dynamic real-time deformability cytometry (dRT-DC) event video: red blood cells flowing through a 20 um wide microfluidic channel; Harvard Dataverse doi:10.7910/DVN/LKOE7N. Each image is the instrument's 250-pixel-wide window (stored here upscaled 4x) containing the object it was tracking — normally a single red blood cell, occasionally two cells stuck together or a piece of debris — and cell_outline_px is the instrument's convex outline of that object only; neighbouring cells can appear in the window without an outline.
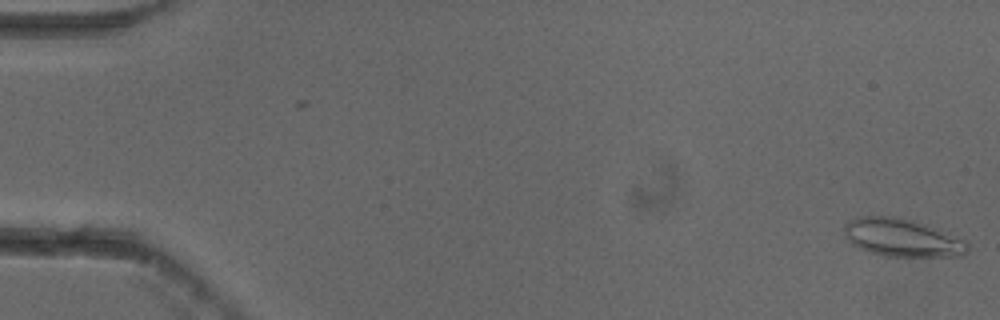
{"species": "common noctule bat (a hibernating species)", "species_latin": "Nyctalus noctula", "temperature_condition": "cold", "stored_images_in_passage": 2, "camera_frame_rate_fps": 3000, "um_per_image_px": 0.085, "animal": {"sex": "female"}, "frame": {"image": 1, "passage_image": 2, "time_ms": 0.333, "image_size_px": [1000, 320], "cell_outline_px": [[968, 252], [964, 256], [884, 256], [868, 252], [852, 244], [844, 232], [844, 224], [848, 220], [856, 216], [892, 216], [912, 220], [928, 224], [968, 244]], "centroid_in_image_um": [76.63, 20.2], "position_along_channel_um": 8.4, "area_um2": 27.11}}